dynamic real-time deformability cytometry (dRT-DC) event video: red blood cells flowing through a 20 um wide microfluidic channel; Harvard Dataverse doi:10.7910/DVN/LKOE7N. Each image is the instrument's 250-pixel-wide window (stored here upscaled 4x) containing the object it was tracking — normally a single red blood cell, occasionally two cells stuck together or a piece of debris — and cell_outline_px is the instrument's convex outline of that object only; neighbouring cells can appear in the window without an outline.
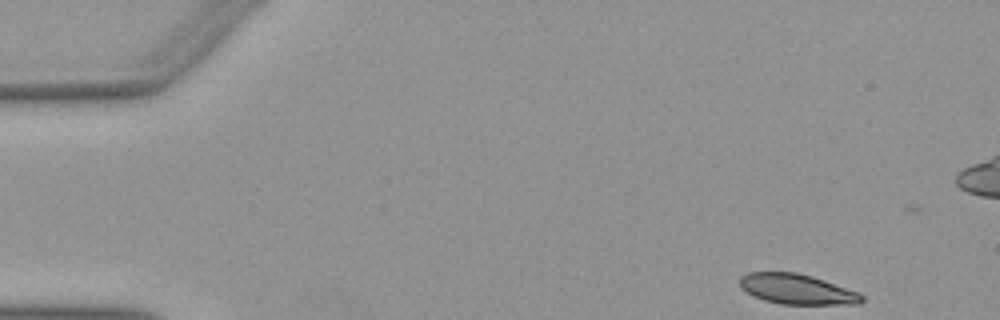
{"species": "Egyptian fruit bat (a non-hibernating species)", "species_latin": "Rousettus aegyptiacus", "temperature_condition": "warm", "stored_images_in_passage": 42, "camera_frame_rate_fps": 3000, "um_per_image_px": 0.085, "animal": {"sex": "female"}, "frame": {"image": 1, "passage_image": 2, "time_ms": 0.333, "image_size_px": [1000, 320], "cell_outline_px": [[864, 300], [860, 304], [780, 304], [764, 300], [752, 296], [740, 288], [740, 276], [748, 272], [796, 272], [812, 276], [860, 292], [864, 296]], "centroid_in_image_um": [67.74, 24.58], "position_along_channel_um": 17.3, "area_um2": 21.68}}
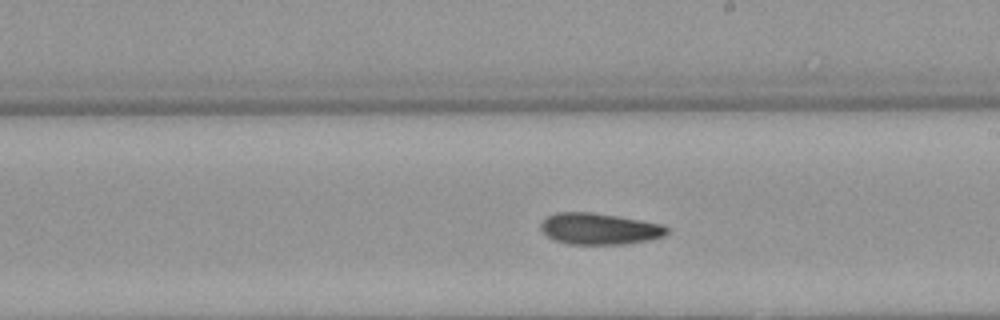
{"frame": {"image": 2, "passage_image": 27, "time_ms": 8.667, "image_size_px": [1000, 320], "cell_outline_px": [[668, 232], [664, 236], [652, 240], [624, 244], [568, 244], [552, 240], [540, 228], [540, 224], [548, 216], [556, 212], [592, 212], [664, 224], [668, 228]], "centroid_in_image_um": [50.96, 19.45], "position_along_channel_um": 238.0, "area_um2": 23.18}}
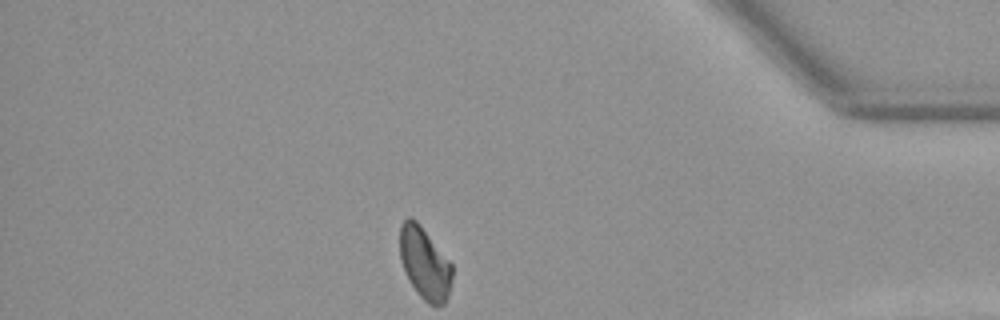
{"frame": {"image": 3, "passage_image": 42, "time_ms": 13.667, "image_size_px": [1000, 320], "cell_outline_px": [[452, 276], [448, 292], [444, 304], [428, 304], [416, 292], [404, 268], [400, 256], [400, 224], [408, 216], [412, 216], [420, 224], [452, 264]], "centroid_in_image_um": [36.08, 22.33], "position_along_channel_um": 399.1, "area_um2": 21.56}, "authors_computed_cell_mechanics": {"area_um2": 22.9466, "velocity_mm_per_s": 3.929, "shape_relaxation_time_tau1_ms": 4.2066, "shape_relaxation_time_tau2_ms": null, "deformation_change_tau1": 0.1089, "deformation_change_tau2": null}}